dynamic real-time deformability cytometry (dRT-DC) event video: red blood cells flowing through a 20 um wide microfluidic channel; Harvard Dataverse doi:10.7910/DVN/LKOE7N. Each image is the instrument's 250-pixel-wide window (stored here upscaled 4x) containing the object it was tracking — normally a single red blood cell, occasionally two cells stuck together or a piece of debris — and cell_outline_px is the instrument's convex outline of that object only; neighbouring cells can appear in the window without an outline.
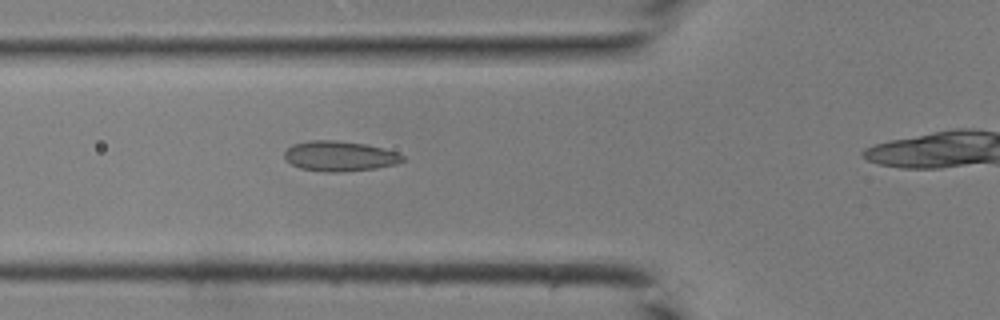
{"species": "common noctule bat (a hibernating species)", "species_latin": "Nyctalus noctula", "temperature_condition": "room temperature", "stored_images_in_passage": 26, "camera_frame_rate_fps": 3000, "um_per_image_px": 0.085, "animal": {"sex": "male", "body_mass_g": 19.0, "forearm_length_mm": 50.8}, "frame": {"image": 1, "passage_image": 5, "time_ms": 1.333, "image_size_px": [1000, 320], "cell_outline_px": [[404, 160], [396, 164], [376, 168], [340, 172], [328, 172], [300, 168], [284, 160], [284, 152], [292, 144], [308, 140], [336, 140], [368, 144], [384, 148], [396, 152], [404, 156]], "centroid_in_image_um": [28.86, 13.26], "position_along_channel_um": 96.9, "area_um2": 20.92}}
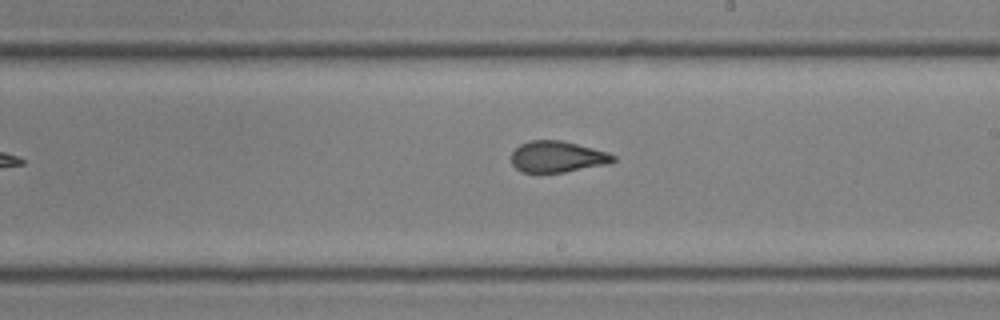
{"frame": {"image": 2, "passage_image": 14, "time_ms": 4.333, "image_size_px": [1000, 320], "cell_outline_px": [[616, 160], [608, 164], [564, 172], [520, 172], [512, 164], [512, 152], [520, 144], [532, 140], [560, 140], [608, 152], [616, 156]], "centroid_in_image_um": [47.38, 13.32], "position_along_channel_um": 241.6, "area_um2": 18.44}}
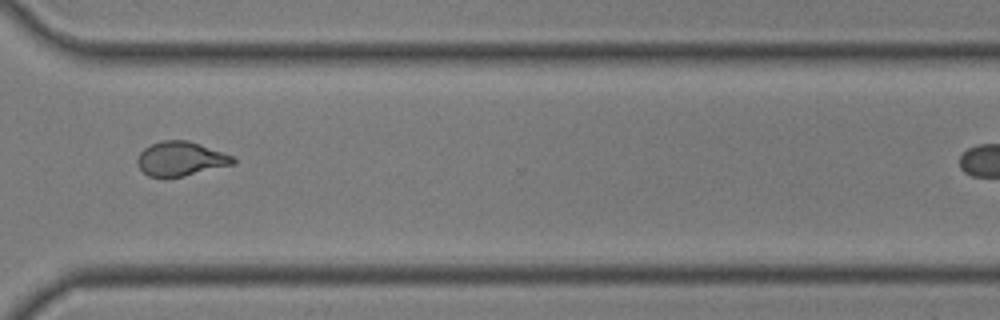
{"frame": {"image": 3, "passage_image": 21, "time_ms": 6.667, "image_size_px": [1000, 320], "cell_outline_px": [[236, 164], [184, 176], [164, 180], [148, 176], [140, 168], [136, 160], [140, 152], [144, 148], [152, 144], [164, 140], [188, 140], [200, 144], [232, 156], [236, 160]], "centroid_in_image_um": [15.34, 13.53], "position_along_channel_um": 355.3, "area_um2": 19.42}}